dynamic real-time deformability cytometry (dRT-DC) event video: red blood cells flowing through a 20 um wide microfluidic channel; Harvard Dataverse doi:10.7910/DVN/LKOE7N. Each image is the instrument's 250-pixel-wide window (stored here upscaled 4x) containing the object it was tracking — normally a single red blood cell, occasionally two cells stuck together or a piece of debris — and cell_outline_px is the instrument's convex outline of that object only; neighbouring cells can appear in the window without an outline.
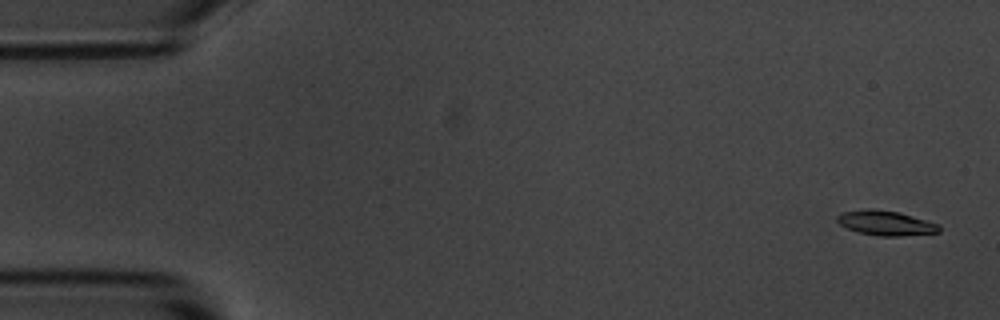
{"species": "common noctule bat (a hibernating species)", "species_latin": "Nyctalus noctula", "temperature_condition": "room temperature", "stored_images_in_passage": 5, "camera_frame_rate_fps": 3000, "um_per_image_px": 0.085, "animal": {"sex": "male", "body_mass_g": 20.1, "forearm_length_mm": 53.5}, "frame": {"image": 1, "passage_image": 1, "time_ms": 0.0, "image_size_px": [1000, 320], "cell_outline_px": [[940, 232], [900, 236], [880, 236], [860, 232], [848, 228], [840, 224], [836, 220], [836, 216], [840, 212], [868, 208], [872, 208], [900, 212], [940, 224]], "centroid_in_image_um": [75.29, 18.94], "position_along_channel_um": 9.7, "area_um2": 14.8}}
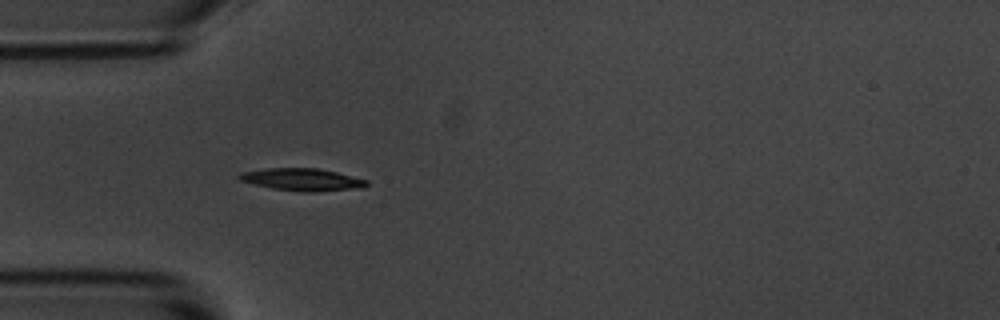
{"frame": {"image": 2, "passage_image": 5, "time_ms": 4.667, "image_size_px": [1000, 320], "cell_outline_px": [[368, 184], [364, 188], [308, 192], [300, 192], [272, 188], [240, 180], [236, 176], [240, 172], [268, 168], [316, 168], [336, 172], [368, 180]], "centroid_in_image_um": [25.7, 15.26], "position_along_channel_um": 59.3, "area_um2": 16.53}}